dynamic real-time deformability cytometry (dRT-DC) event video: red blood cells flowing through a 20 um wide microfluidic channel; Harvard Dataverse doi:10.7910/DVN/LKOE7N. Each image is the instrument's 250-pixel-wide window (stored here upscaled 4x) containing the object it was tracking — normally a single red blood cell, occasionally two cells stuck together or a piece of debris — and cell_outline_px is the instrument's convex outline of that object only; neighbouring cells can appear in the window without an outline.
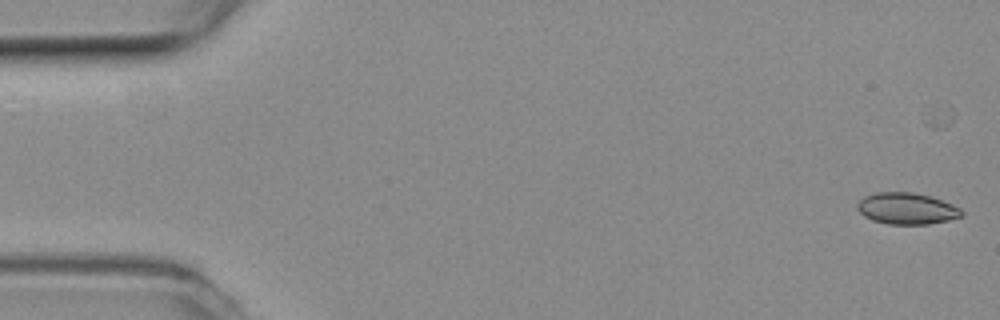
{"species": "common noctule bat (a hibernating species)", "species_latin": "Nyctalus noctula", "temperature_condition": "room temperature", "stored_images_in_passage": 42, "camera_frame_rate_fps": 3000, "um_per_image_px": 0.085, "animal": {"sex": "female", "body_mass_g": 19.3, "forearm_length_mm": 54.1}, "frame": {"image": 1, "passage_image": 2, "time_ms": 0.333, "image_size_px": [1000, 320], "cell_outline_px": [[964, 216], [948, 220], [928, 224], [888, 224], [872, 220], [864, 216], [856, 208], [856, 204], [864, 196], [876, 192], [912, 192], [932, 196], [952, 204], [960, 208], [964, 212]], "centroid_in_image_um": [77.08, 17.72], "position_along_channel_um": 7.9, "area_um2": 19.31}}
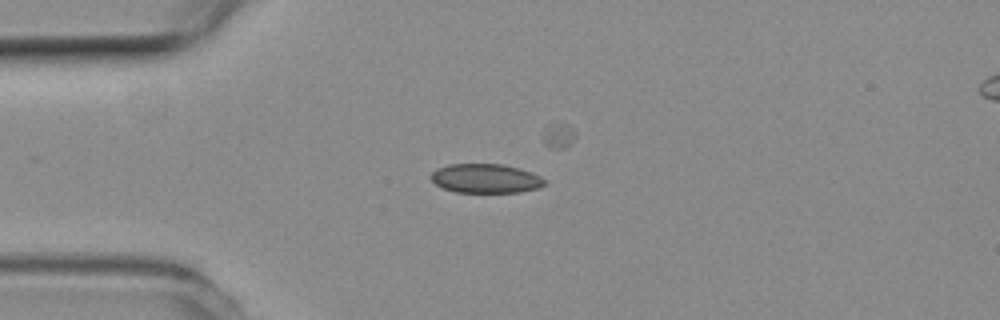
{"frame": {"image": 2, "passage_image": 14, "time_ms": 4.333, "image_size_px": [1000, 320], "cell_outline_px": [[548, 184], [536, 188], [520, 192], [456, 192], [444, 188], [436, 184], [432, 180], [432, 172], [436, 168], [448, 164], [500, 164], [520, 168], [532, 172], [540, 176]], "centroid_in_image_um": [41.3, 15.16], "position_along_channel_um": 43.7, "area_um2": 19.25}}
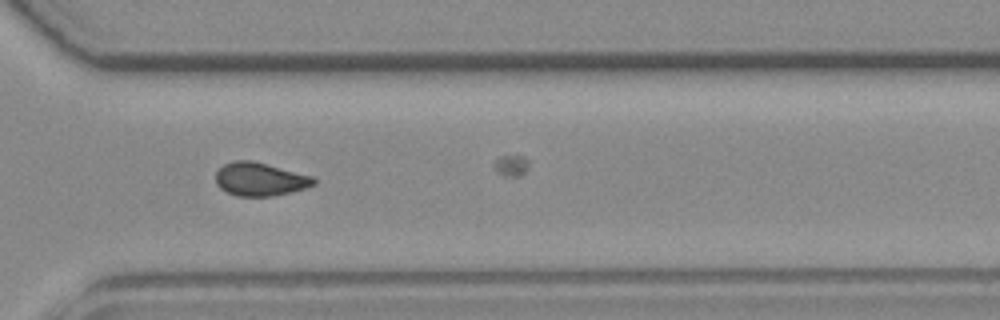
{"frame": {"image": 3, "passage_image": 39, "time_ms": 12.667, "image_size_px": [1000, 320], "cell_outline_px": [[316, 184], [308, 188], [292, 192], [272, 196], [236, 196], [220, 188], [216, 184], [216, 172], [224, 164], [236, 160], [252, 160], [312, 176], [316, 180]], "centroid_in_image_um": [22.12, 15.24], "position_along_channel_um": 348.5, "area_um2": 19.07}, "authors_computed_cell_mechanics": {"area_um2": 19.2185, "velocity_mm_per_s": 3.8736, "shape_relaxation_time_tau1_ms": null, "shape_relaxation_time_tau2_ms": 2.0867, "deformation_change_tau1": null, "deformation_change_tau2": 0.0601}}